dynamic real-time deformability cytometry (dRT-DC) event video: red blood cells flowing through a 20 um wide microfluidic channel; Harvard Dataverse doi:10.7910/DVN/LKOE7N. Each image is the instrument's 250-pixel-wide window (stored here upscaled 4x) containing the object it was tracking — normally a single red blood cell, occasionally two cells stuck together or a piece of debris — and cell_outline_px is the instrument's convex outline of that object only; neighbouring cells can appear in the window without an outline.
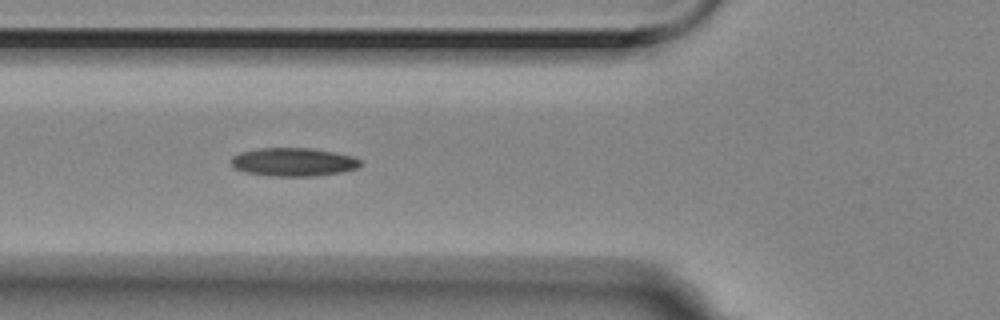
{"species": "Egyptian fruit bat (a non-hibernating species)", "species_latin": "Rousettus aegyptiacus", "temperature_condition": "room temperature", "stored_images_in_passage": 7, "camera_frame_rate_fps": 3000, "um_per_image_px": 0.085, "animal": {"sex": "female"}, "frame": {"image": 1, "passage_image": 6, "time_ms": 1.667, "image_size_px": [1000, 320], "cell_outline_px": [[360, 164], [356, 168], [340, 172], [316, 176], [272, 176], [244, 172], [228, 164], [228, 160], [232, 156], [240, 152], [260, 148], [312, 148], [352, 156], [360, 160]], "centroid_in_image_um": [24.86, 13.77], "position_along_channel_um": 100.9, "area_um2": 21.39}}
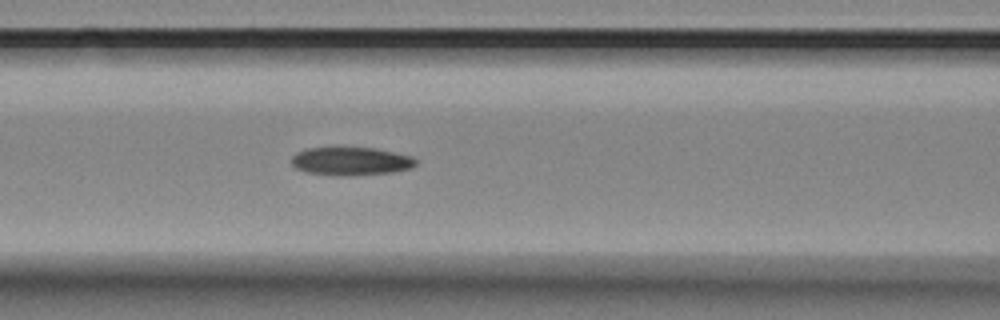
{"frame": {"image": 2, "passage_image": 7, "time_ms": 2.0, "image_size_px": [1000, 320], "cell_outline_px": [[416, 164], [412, 168], [392, 172], [344, 176], [308, 172], [296, 168], [292, 164], [292, 156], [296, 152], [304, 148], [340, 144], [376, 148], [412, 156], [416, 160]], "centroid_in_image_um": [29.79, 13.64], "position_along_channel_um": 136.8, "area_um2": 21.33}}